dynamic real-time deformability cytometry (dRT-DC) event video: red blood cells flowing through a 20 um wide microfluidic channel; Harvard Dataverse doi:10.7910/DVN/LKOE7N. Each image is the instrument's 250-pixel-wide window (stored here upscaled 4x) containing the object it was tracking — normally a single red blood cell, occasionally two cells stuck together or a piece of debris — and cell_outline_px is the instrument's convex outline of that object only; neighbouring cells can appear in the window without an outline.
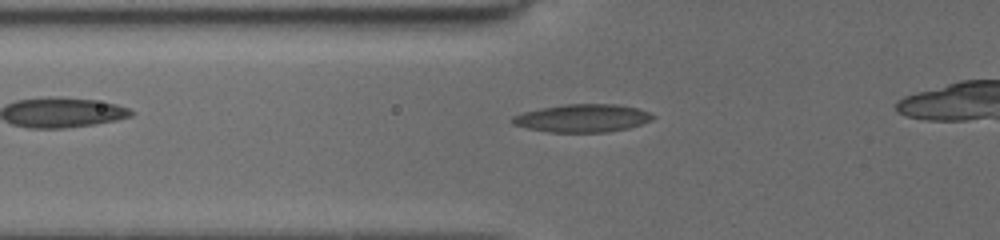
{"species": "common noctule bat (a hibernating species)", "species_latin": "Nyctalus noctula", "temperature_condition": "cold", "stored_images_in_passage": 30, "camera_frame_rate_fps": 3000, "um_per_image_px": 0.085, "animal": {"sex": "female", "body_mass_g": 19.5, "forearm_length_mm": 54.1}, "frame": {"image": 1, "passage_image": 13, "time_ms": 4.333, "image_size_px": [1000, 240], "cell_outline_px": [[656, 116], [652, 120], [628, 128], [608, 132], [548, 132], [528, 128], [512, 124], [508, 120], [512, 116], [524, 112], [540, 108], [564, 104], [616, 104], [636, 108], [648, 112]], "centroid_in_image_um": [49.47, 10.04], "position_along_channel_um": 76.3, "area_um2": 22.89}}
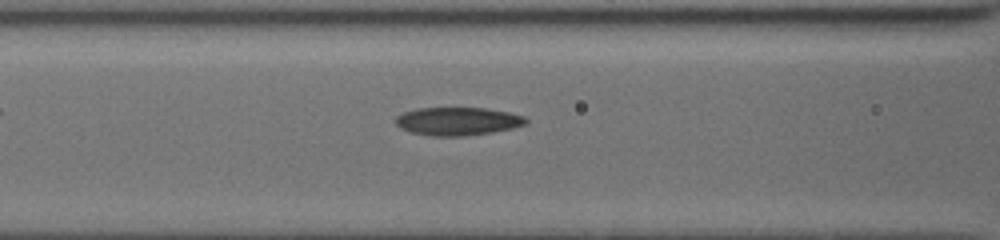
{"frame": {"image": 2, "passage_image": 20, "time_ms": 5.667, "image_size_px": [1000, 240], "cell_outline_px": [[528, 124], [512, 128], [492, 132], [460, 136], [432, 136], [412, 132], [400, 128], [396, 124], [396, 116], [404, 112], [416, 108], [484, 108], [508, 112], [524, 116], [528, 120]], "centroid_in_image_um": [38.91, 10.3], "position_along_channel_um": 127.7, "area_um2": 21.27}}
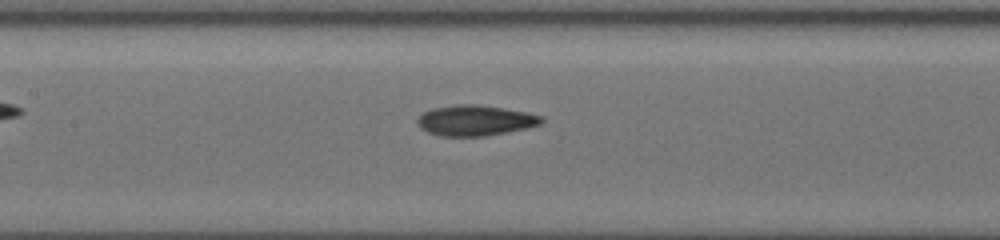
{"frame": {"image": 3, "passage_image": 25, "time_ms": 6.667, "image_size_px": [1000, 240], "cell_outline_px": [[544, 120], [540, 124], [528, 128], [484, 136], [440, 136], [428, 132], [420, 128], [416, 124], [416, 120], [424, 112], [432, 108], [456, 104], [476, 104], [524, 112], [540, 116]], "centroid_in_image_um": [40.34, 10.24], "position_along_channel_um": 167.1, "area_um2": 21.91}}